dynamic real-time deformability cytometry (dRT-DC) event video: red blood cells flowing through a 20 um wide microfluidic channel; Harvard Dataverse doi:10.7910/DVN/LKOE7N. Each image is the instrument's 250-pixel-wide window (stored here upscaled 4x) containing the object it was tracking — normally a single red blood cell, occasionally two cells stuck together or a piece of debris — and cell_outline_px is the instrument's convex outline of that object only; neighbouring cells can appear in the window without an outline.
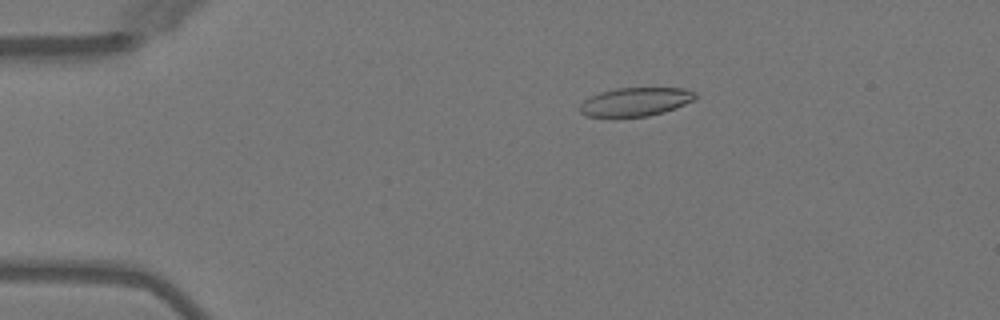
{"species": "Egyptian fruit bat (a non-hibernating species)", "species_latin": "Rousettus aegyptiacus", "temperature_condition": "warm", "stored_images_in_passage": 4, "camera_frame_rate_fps": 3000, "um_per_image_px": 0.085, "animal": {"sex": "female"}, "frame": {"image": 1, "passage_image": 2, "time_ms": 1.333, "image_size_px": [1000, 320], "cell_outline_px": [[696, 96], [692, 100], [676, 108], [664, 112], [648, 116], [616, 120], [612, 120], [584, 116], [580, 112], [580, 104], [584, 100], [600, 92], [616, 88], [684, 88], [696, 92]], "centroid_in_image_um": [53.93, 8.71], "position_along_channel_um": 31.1, "area_um2": 20.0}}